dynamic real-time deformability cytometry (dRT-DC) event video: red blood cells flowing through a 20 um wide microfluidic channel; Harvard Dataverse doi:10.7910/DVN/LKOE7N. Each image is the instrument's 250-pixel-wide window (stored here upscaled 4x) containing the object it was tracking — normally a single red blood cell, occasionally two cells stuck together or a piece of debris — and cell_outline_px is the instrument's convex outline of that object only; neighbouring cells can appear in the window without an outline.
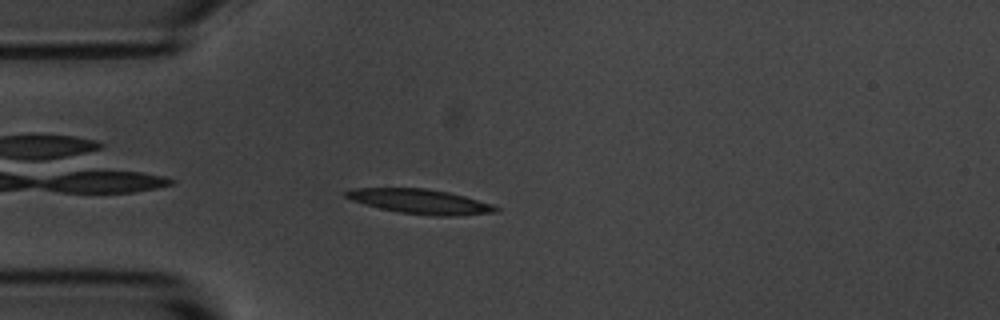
{"species": "common noctule bat (a hibernating species)", "species_latin": "Nyctalus noctula", "temperature_condition": "room temperature", "stored_images_in_passage": 43, "camera_frame_rate_fps": 3000, "um_per_image_px": 0.085, "animal": {"sex": "male", "body_mass_g": 20.1, "forearm_length_mm": 53.5}, "frame": {"image": 1, "passage_image": 3, "time_ms": 0.667, "image_size_px": [1000, 320], "cell_outline_px": [[500, 212], [456, 216], [436, 216], [400, 212], [380, 208], [364, 204], [352, 200], [344, 196], [344, 192], [352, 188], [424, 188], [448, 192], [464, 196], [492, 204], [500, 208]], "centroid_in_image_um": [35.75, 17.13], "position_along_channel_um": 49.3, "area_um2": 21.5}}
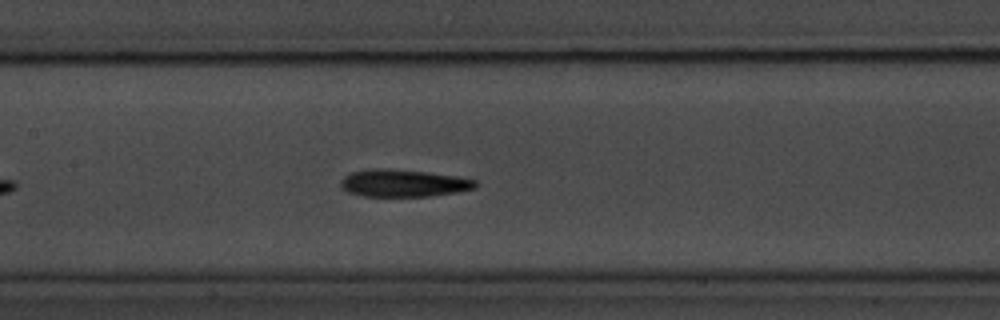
{"frame": {"image": 2, "passage_image": 14, "time_ms": 4.333, "image_size_px": [1000, 320], "cell_outline_px": [[476, 188], [456, 192], [432, 196], [364, 196], [348, 192], [340, 184], [340, 180], [344, 176], [352, 172], [380, 168], [384, 168], [424, 172], [452, 176], [476, 180]], "centroid_in_image_um": [34.27, 15.58], "position_along_channel_um": 173.1, "area_um2": 21.04}}
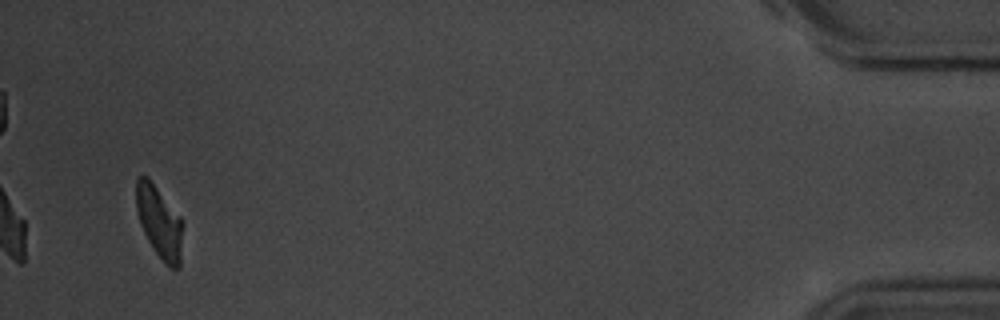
{"frame": {"image": 3, "passage_image": 41, "time_ms": 13.333, "image_size_px": [1000, 320], "cell_outline_px": [[180, 268], [168, 268], [164, 264], [148, 240], [140, 224], [136, 208], [136, 180], [140, 176], [148, 176], [180, 216]], "centroid_in_image_um": [13.5, 18.85], "position_along_channel_um": 421.7, "area_um2": 19.07}, "authors_computed_cell_mechanics": {"area_um2": 21.097, "velocity_mm_per_s": 3.6665, "shape_relaxation_time_tau1_ms": 2.5363, "shape_relaxation_time_tau2_ms": 5.178, "deformation_change_tau1": 0.1184, "deformation_change_tau2": 0.1271}}